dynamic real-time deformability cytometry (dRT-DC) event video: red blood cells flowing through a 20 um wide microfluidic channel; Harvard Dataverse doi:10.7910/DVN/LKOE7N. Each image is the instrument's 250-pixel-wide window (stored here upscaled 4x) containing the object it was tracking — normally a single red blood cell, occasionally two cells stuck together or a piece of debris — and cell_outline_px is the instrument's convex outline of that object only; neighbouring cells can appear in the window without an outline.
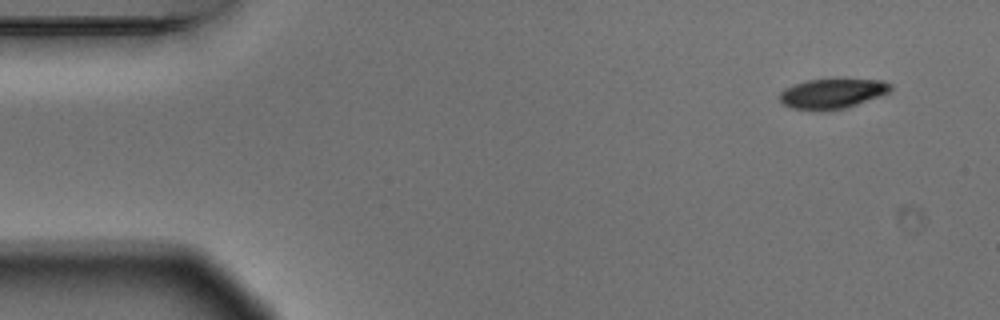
{"species": "Egyptian fruit bat (a non-hibernating species)", "species_latin": "Rousettus aegyptiacus", "temperature_condition": "warm", "stored_images_in_passage": 6, "camera_frame_rate_fps": 3000, "um_per_image_px": 0.085, "animal": {"sex": "male"}, "frame": {"image": 1, "passage_image": 1, "time_ms": 0.0, "image_size_px": [1000, 320], "cell_outline_px": [[892, 92], [844, 108], [792, 108], [784, 104], [780, 100], [780, 92], [784, 88], [792, 84], [808, 80], [836, 76], [884, 80], [892, 84]], "centroid_in_image_um": [70.83, 7.85], "position_along_channel_um": 14.2, "area_um2": 19.71}}
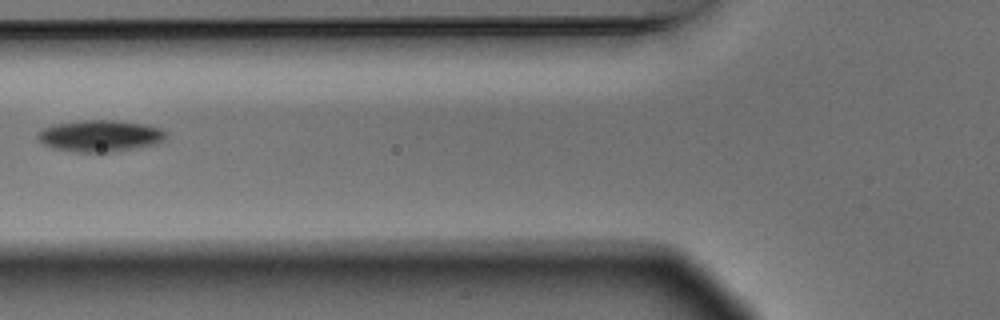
{"frame": {"image": 2, "passage_image": 5, "time_ms": 1.333, "image_size_px": [1000, 320], "cell_outline_px": [[168, 136], [156, 144], [108, 152], [76, 152], [52, 148], [36, 140], [36, 132], [52, 124], [84, 120], [112, 120], [144, 124], [160, 128], [168, 132]], "centroid_in_image_um": [8.46, 11.54], "position_along_channel_um": 117.3, "area_um2": 23.7}}
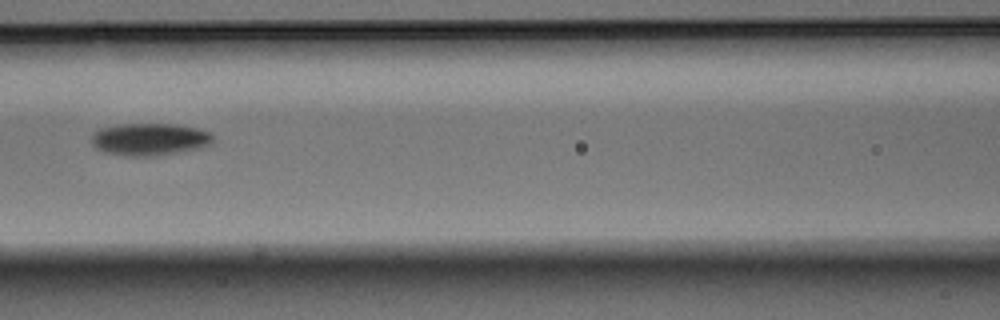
{"frame": {"image": 3, "passage_image": 6, "time_ms": 1.667, "image_size_px": [1000, 320], "cell_outline_px": [[212, 144], [200, 148], [184, 152], [160, 156], [124, 156], [104, 152], [96, 148], [92, 144], [92, 132], [100, 128], [120, 124], [176, 124], [200, 128], [212, 132]], "centroid_in_image_um": [12.75, 11.85], "position_along_channel_um": 153.8, "area_um2": 23.41}}